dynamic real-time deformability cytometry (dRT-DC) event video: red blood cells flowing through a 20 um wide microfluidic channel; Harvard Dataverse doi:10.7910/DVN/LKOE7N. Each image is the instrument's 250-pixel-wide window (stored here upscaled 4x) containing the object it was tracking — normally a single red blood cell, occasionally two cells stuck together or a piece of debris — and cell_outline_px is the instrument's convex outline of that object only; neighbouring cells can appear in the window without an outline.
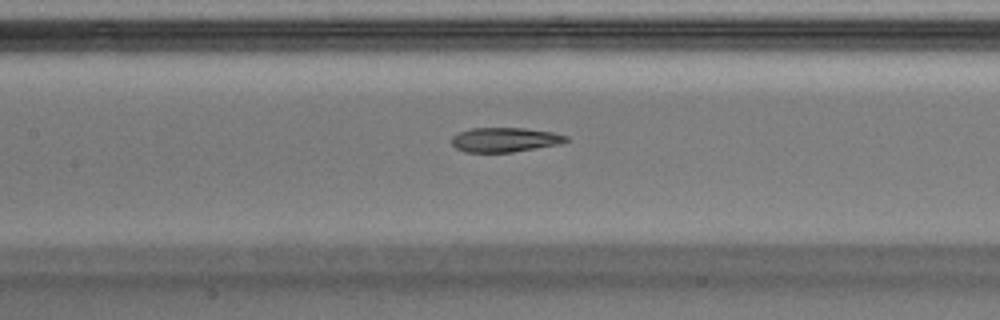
{"species": "Egyptian fruit bat (a non-hibernating species)", "species_latin": "Rousettus aegyptiacus", "temperature_condition": "warm", "stored_images_in_passage": 32, "camera_frame_rate_fps": 3000, "um_per_image_px": 0.085, "animal": {"sex": "male"}, "frame": {"image": 1, "passage_image": 9, "time_ms": 2.667, "image_size_px": [1000, 320], "cell_outline_px": [[568, 140], [560, 144], [512, 152], [464, 152], [456, 148], [452, 144], [452, 136], [460, 132], [472, 128], [524, 128], [552, 132], [568, 136]], "centroid_in_image_um": [42.91, 11.88], "position_along_channel_um": 164.5, "area_um2": 16.24}}
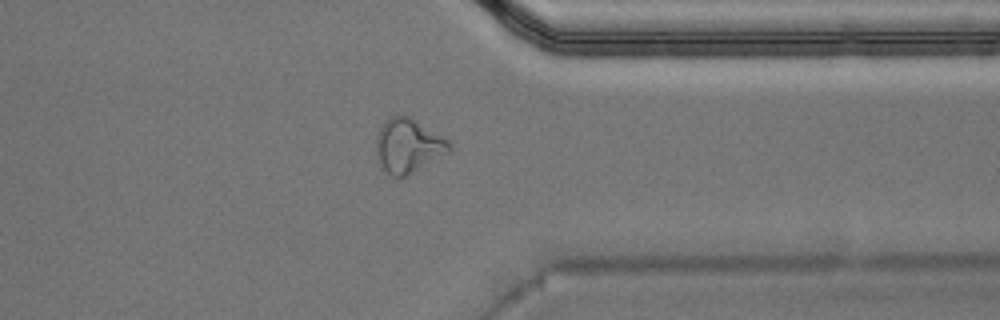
{"frame": {"image": 2, "passage_image": 25, "time_ms": 8.0, "image_size_px": [1000, 320], "cell_outline_px": [[452, 152], [408, 176], [392, 176], [380, 164], [376, 156], [376, 136], [384, 120], [392, 116], [412, 116], [452, 140]], "centroid_in_image_um": [34.78, 12.37], "position_along_channel_um": 376.6, "area_um2": 23.87}}
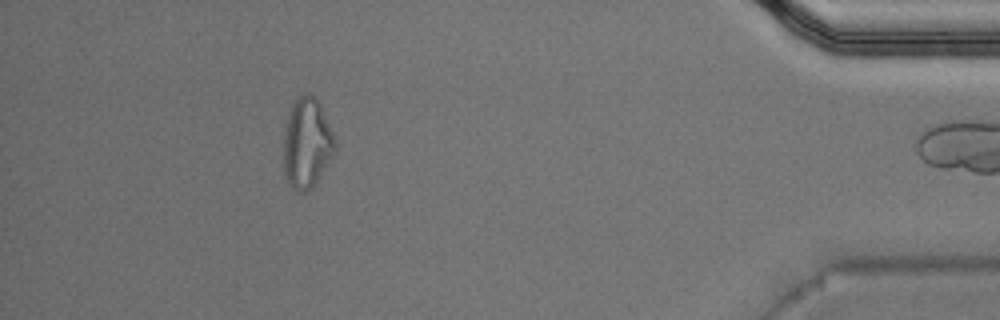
{"frame": {"image": 3, "passage_image": 31, "time_ms": 10.0, "image_size_px": [1000, 320], "cell_outline_px": [[336, 148], [332, 156], [316, 180], [304, 192], [300, 192], [292, 188], [284, 172], [284, 136], [292, 104], [304, 92], [308, 92], [316, 96], [320, 104], [336, 140]], "centroid_in_image_um": [26.09, 12.12], "position_along_channel_um": 409.1, "area_um2": 26.36}}